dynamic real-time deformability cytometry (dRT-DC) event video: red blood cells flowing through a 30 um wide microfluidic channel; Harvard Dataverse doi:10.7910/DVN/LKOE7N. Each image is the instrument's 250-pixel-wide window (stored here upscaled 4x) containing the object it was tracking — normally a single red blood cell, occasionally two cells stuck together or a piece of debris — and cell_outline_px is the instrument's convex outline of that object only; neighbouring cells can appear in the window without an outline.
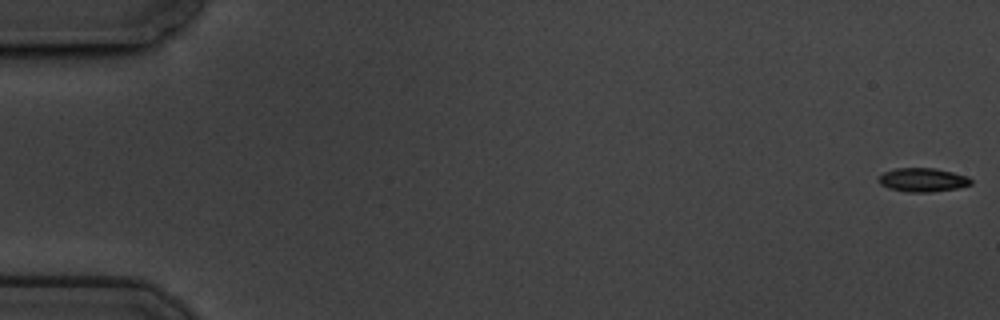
{"species": "common noctule bat (a hibernating species)", "species_latin": "Nyctalus noctula", "temperature_condition": "cold", "stored_images_in_passage": 60, "camera_frame_rate_fps": 3000, "um_per_image_px": 0.085, "animal": {"sex": "male", "body_mass_g": 19.5, "forearm_length_mm": 54.6}, "frame": {"image": 1, "passage_image": 1, "time_ms": 0.0, "image_size_px": [1000, 320], "cell_outline_px": [[972, 184], [956, 188], [932, 192], [908, 192], [888, 188], [880, 184], [876, 180], [884, 172], [896, 168], [932, 168], [952, 172], [968, 176], [972, 180]], "centroid_in_image_um": [78.41, 15.29], "position_along_channel_um": 6.6, "area_um2": 12.77}}
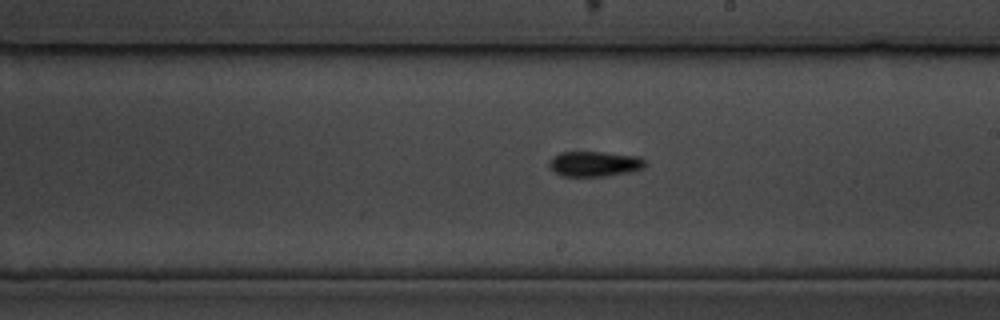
{"frame": {"image": 2, "passage_image": 35, "time_ms": 11.333, "image_size_px": [1000, 320], "cell_outline_px": [[648, 164], [644, 168], [632, 172], [608, 176], [560, 176], [548, 164], [552, 156], [560, 152], [604, 152], [640, 156], [648, 160]], "centroid_in_image_um": [50.62, 13.92], "position_along_channel_um": 238.4, "area_um2": 14.45}}
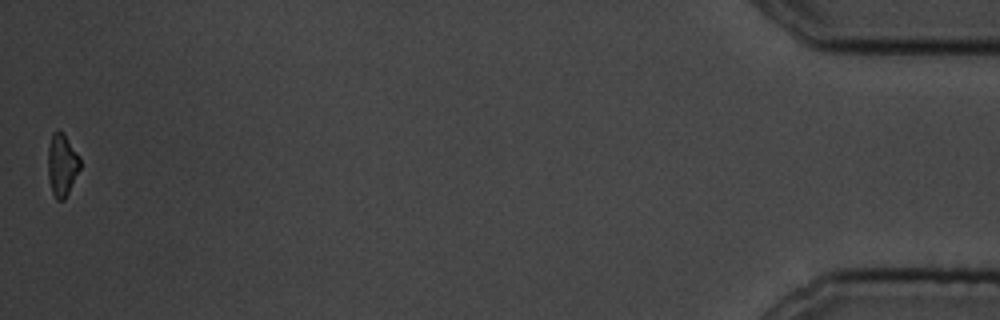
{"frame": {"image": 3, "passage_image": 60, "time_ms": 19.667, "image_size_px": [1000, 320], "cell_outline_px": [[80, 168], [64, 200], [56, 200], [52, 192], [48, 176], [48, 148], [52, 132], [64, 132], [80, 156]], "centroid_in_image_um": [5.27, 13.99], "position_along_channel_um": 429.9, "area_um2": 11.68}, "authors_computed_cell_mechanics": {"area_um2": 13.3229, "velocity_mm_per_s": 3.3848, "shape_relaxation_time_tau1_ms": 4.9353, "shape_relaxation_time_tau2_ms": 7.3904, "deformation_change_tau1": 0.1373, "deformation_change_tau2": 0.124}}